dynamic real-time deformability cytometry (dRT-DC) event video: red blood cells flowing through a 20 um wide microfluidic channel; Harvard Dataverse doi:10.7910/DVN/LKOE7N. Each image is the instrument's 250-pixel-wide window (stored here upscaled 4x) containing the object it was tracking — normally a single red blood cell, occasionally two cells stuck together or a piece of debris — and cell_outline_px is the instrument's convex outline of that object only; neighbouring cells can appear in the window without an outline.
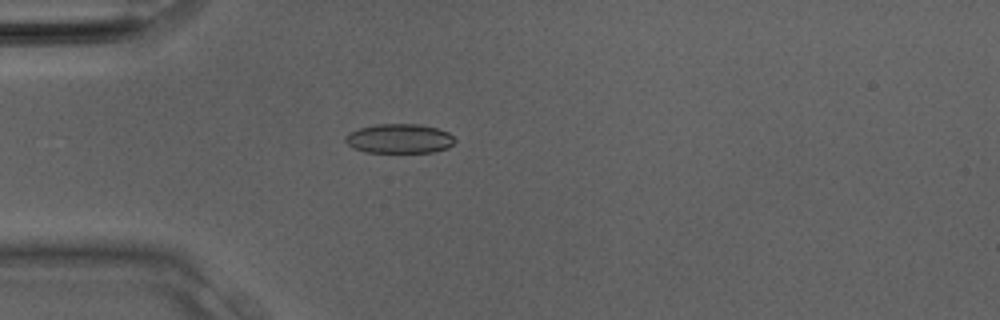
{"species": "Egyptian fruit bat (a non-hibernating species)", "species_latin": "Rousettus aegyptiacus", "temperature_condition": "room temperature", "stored_images_in_passage": 25, "camera_frame_rate_fps": 3000, "um_per_image_px": 0.085, "animal": {"sex": "male"}, "frame": {"image": 1, "passage_image": 2, "time_ms": 0.333, "image_size_px": [1000, 320], "cell_outline_px": [[456, 140], [448, 148], [432, 152], [368, 152], [352, 148], [344, 140], [344, 136], [348, 132], [360, 128], [376, 124], [420, 124], [436, 128], [448, 132]], "centroid_in_image_um": [33.92, 11.78], "position_along_channel_um": 51.1, "area_um2": 18.79}}
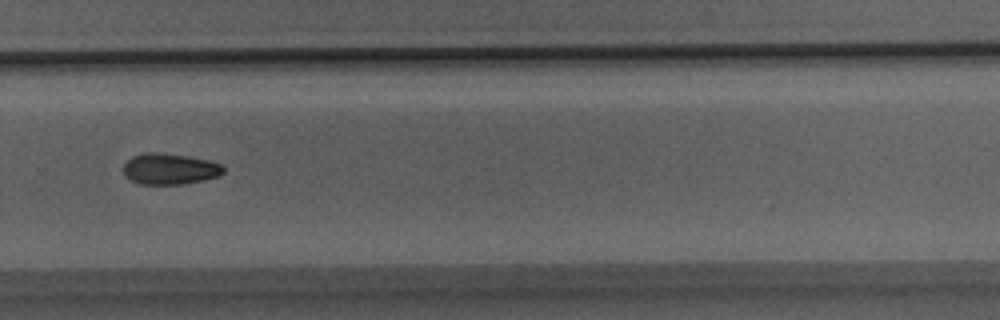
{"frame": {"image": 2, "passage_image": 15, "time_ms": 4.667, "image_size_px": [1000, 320], "cell_outline_px": [[224, 172], [220, 176], [204, 180], [184, 184], [140, 184], [124, 176], [124, 164], [132, 156], [148, 152], [156, 152], [188, 156], [208, 160], [220, 164], [224, 168]], "centroid_in_image_um": [14.44, 14.36], "position_along_channel_um": 315.4, "area_um2": 18.09}}
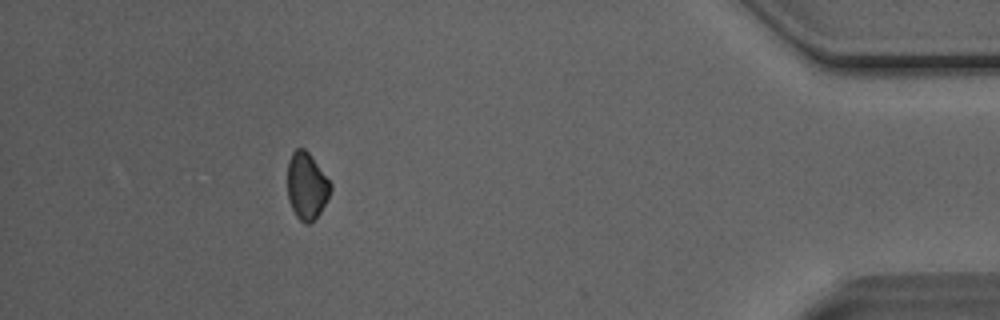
{"frame": {"image": 3, "passage_image": 22, "time_ms": 7.0, "image_size_px": [1000, 320], "cell_outline_px": [[332, 188], [320, 212], [308, 224], [304, 224], [296, 216], [288, 200], [288, 160], [292, 152], [296, 148], [304, 148], [308, 152], [332, 184]], "centroid_in_image_um": [26.05, 15.79], "position_along_channel_um": 409.1, "area_um2": 16.59}}